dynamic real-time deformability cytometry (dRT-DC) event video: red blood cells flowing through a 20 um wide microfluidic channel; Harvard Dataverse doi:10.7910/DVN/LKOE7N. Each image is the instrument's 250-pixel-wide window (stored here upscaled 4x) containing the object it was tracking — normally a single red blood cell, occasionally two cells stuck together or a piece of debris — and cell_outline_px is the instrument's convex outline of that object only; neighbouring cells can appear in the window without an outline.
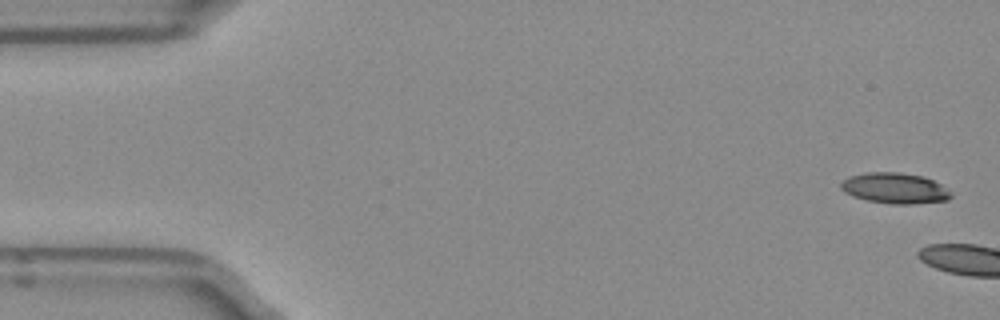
{"species": "Egyptian fruit bat (a non-hibernating species)", "species_latin": "Rousettus aegyptiacus", "temperature_condition": "room temperature", "stored_images_in_passage": 9, "camera_frame_rate_fps": 3000, "um_per_image_px": 0.085, "frame": {"image": 1, "passage_image": 1, "time_ms": 0.0, "image_size_px": [1000, 320], "cell_outline_px": [[952, 196], [948, 200], [912, 204], [892, 204], [868, 200], [852, 196], [844, 192], [840, 188], [840, 184], [848, 176], [864, 172], [900, 172], [924, 176], [940, 184], [952, 192]], "centroid_in_image_um": [76.05, 15.99], "position_along_channel_um": 8.9, "area_um2": 19.83}}